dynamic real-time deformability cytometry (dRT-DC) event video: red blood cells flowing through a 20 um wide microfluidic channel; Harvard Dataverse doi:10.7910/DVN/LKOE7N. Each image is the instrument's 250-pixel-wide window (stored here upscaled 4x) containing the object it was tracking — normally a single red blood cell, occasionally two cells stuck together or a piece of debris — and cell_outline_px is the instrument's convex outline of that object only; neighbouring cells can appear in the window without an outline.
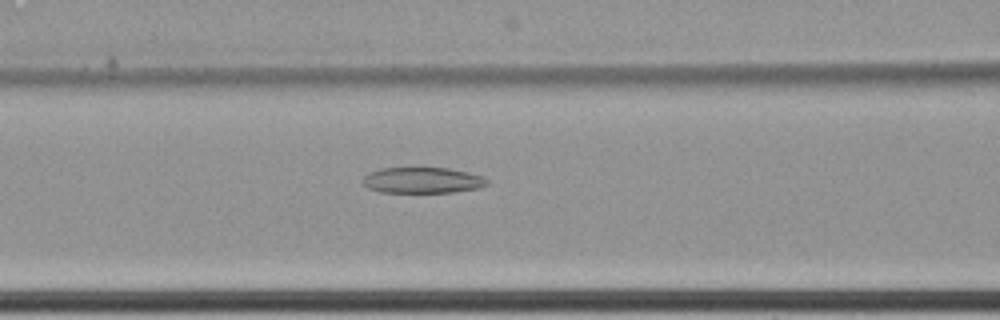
{"species": "common noctule bat (a hibernating species)", "species_latin": "Nyctalus noctula", "temperature_condition": "cold", "stored_images_in_passage": 38, "camera_frame_rate_fps": 3000, "um_per_image_px": 0.085, "animal": {"sex": "female", "body_mass_g": 22.7, "forearm_length_mm": 54.2}, "frame": {"image": 1, "passage_image": 7, "time_ms": 2.0, "image_size_px": [1000, 320], "cell_outline_px": [[488, 184], [480, 188], [452, 192], [380, 192], [368, 188], [364, 184], [364, 176], [368, 172], [380, 168], [448, 168], [468, 172], [484, 176], [488, 180]], "centroid_in_image_um": [35.93, 15.32], "position_along_channel_um": 130.7, "area_um2": 18.79}}
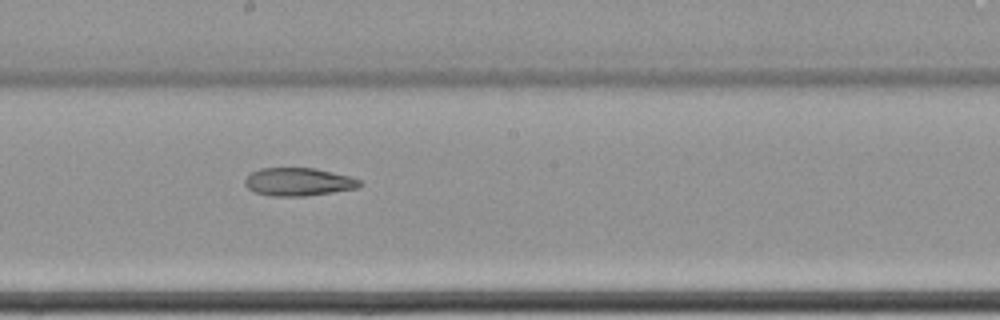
{"frame": {"image": 2, "passage_image": 15, "time_ms": 4.667, "image_size_px": [1000, 320], "cell_outline_px": [[364, 184], [360, 188], [308, 196], [268, 196], [256, 192], [248, 188], [244, 184], [244, 180], [252, 172], [260, 168], [316, 168], [348, 176], [360, 180]], "centroid_in_image_um": [25.4, 15.46], "position_along_channel_um": 222.8, "area_um2": 18.9}}
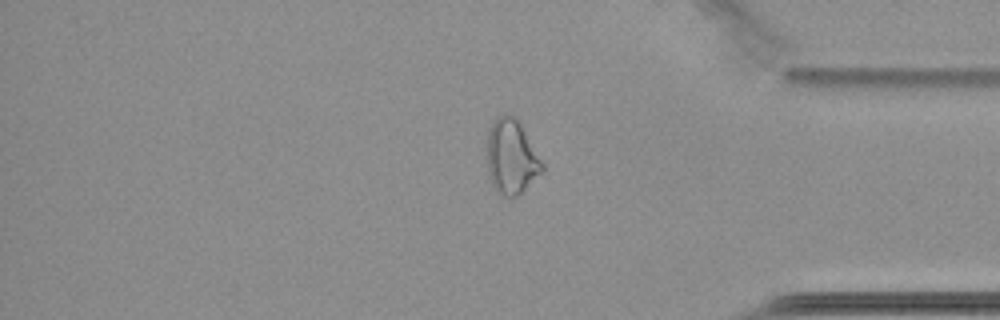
{"frame": {"image": 3, "passage_image": 31, "time_ms": 10.0, "image_size_px": [1000, 320], "cell_outline_px": [[544, 172], [516, 196], [504, 196], [496, 192], [492, 184], [488, 172], [488, 132], [492, 124], [504, 112], [508, 112], [516, 116], [544, 164]], "centroid_in_image_um": [43.49, 13.33], "position_along_channel_um": 391.7, "area_um2": 23.93}}